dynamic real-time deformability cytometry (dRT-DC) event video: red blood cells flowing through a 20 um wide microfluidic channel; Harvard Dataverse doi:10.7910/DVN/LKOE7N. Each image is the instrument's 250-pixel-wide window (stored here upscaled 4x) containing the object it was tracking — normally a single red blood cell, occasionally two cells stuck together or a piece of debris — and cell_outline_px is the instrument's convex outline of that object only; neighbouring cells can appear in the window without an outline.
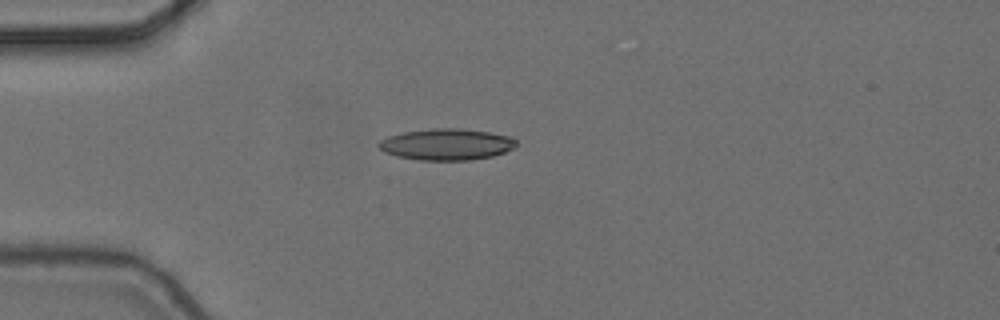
{"species": "common noctule bat (a hibernating species)", "species_latin": "Nyctalus noctula", "temperature_condition": "cold", "stored_images_in_passage": 5, "camera_frame_rate_fps": 3000, "um_per_image_px": 0.085, "animal": {"sex": "female", "body_mass_g": 24.6, "forearm_length_mm": 56.2}, "frame": {"image": 1, "passage_image": 4, "time_ms": 1.0, "image_size_px": [1000, 320], "cell_outline_px": [[516, 144], [512, 148], [504, 152], [492, 156], [472, 160], [420, 160], [396, 156], [384, 152], [376, 144], [380, 140], [388, 136], [404, 132], [432, 128], [460, 128], [488, 132], [512, 136], [516, 140]], "centroid_in_image_um": [37.94, 12.27], "position_along_channel_um": 47.1, "area_um2": 25.2}}